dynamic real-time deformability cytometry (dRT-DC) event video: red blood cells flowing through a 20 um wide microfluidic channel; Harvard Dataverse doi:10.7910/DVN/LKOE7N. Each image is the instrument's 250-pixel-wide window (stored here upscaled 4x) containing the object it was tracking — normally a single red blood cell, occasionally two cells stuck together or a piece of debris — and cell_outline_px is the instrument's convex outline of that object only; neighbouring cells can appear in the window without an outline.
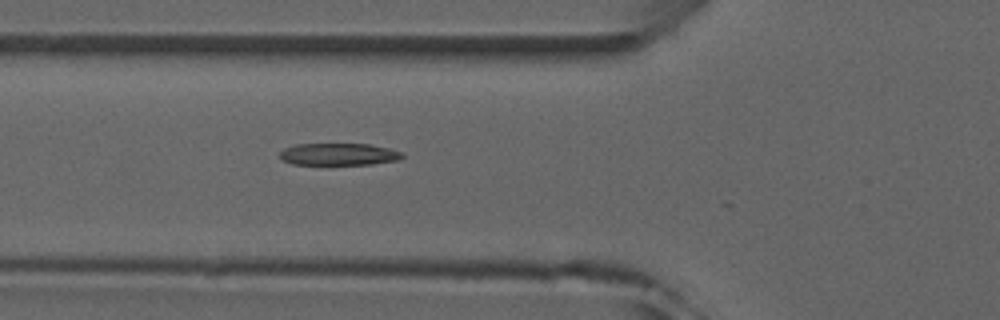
{"species": "common noctule bat (a hibernating species)", "species_latin": "Nyctalus noctula", "temperature_condition": "room temperature", "stored_images_in_passage": 5, "camera_frame_rate_fps": 3000, "um_per_image_px": 0.085, "animal": {"sex": "male", "forearm_length_mm": 52.5}, "frame": {"image": 1, "passage_image": 5, "time_ms": 5.333, "image_size_px": [1000, 320], "cell_outline_px": [[404, 156], [400, 160], [372, 164], [292, 164], [280, 160], [280, 152], [284, 148], [296, 144], [368, 144], [388, 148], [404, 152]], "centroid_in_image_um": [28.8, 13.11], "position_along_channel_um": 97.0, "area_um2": 15.84}}